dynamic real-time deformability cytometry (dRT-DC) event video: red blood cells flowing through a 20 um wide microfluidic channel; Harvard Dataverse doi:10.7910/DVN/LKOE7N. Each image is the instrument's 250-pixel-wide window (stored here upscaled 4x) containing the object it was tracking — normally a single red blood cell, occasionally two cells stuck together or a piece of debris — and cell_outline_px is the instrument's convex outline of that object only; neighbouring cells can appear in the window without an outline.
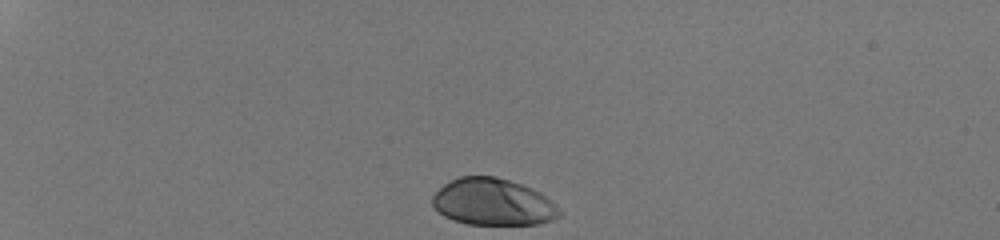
{"species": "human", "species_latin": "Homo sapiens", "temperature_condition": "room temperature", "stored_images_in_passage": 33, "camera_frame_rate_fps": 3000, "um_per_image_px": 0.085, "donor": {"sex": "male"}, "frame": {"image": 1, "passage_image": 1, "time_ms": 0.0, "image_size_px": [1000, 240], "cell_outline_px": [[560, 216], [552, 220], [540, 224], [468, 224], [452, 220], [444, 216], [432, 204], [432, 196], [444, 184], [460, 176], [496, 176], [532, 188], [540, 192], [556, 204], [560, 212]], "centroid_in_image_um": [41.91, 17.17], "position_along_channel_um": 43.1, "area_um2": 34.56}}
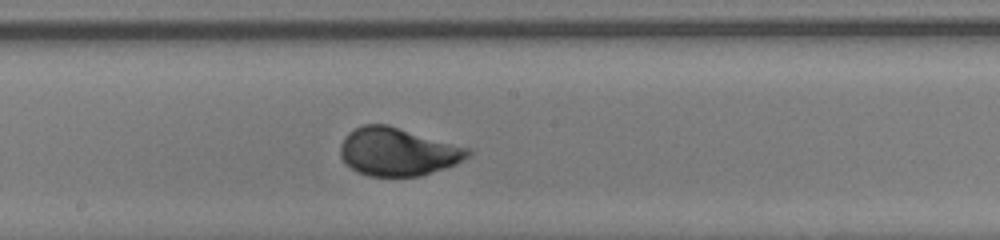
{"frame": {"image": 2, "passage_image": 19, "time_ms": 6.0, "image_size_px": [1000, 240], "cell_outline_px": [[472, 152], [464, 160], [456, 164], [420, 176], [368, 176], [356, 172], [344, 164], [340, 156], [340, 144], [344, 136], [348, 132], [364, 124], [388, 124], [472, 148]], "centroid_in_image_um": [33.8, 12.89], "position_along_channel_um": 214.4, "area_um2": 36.24}}
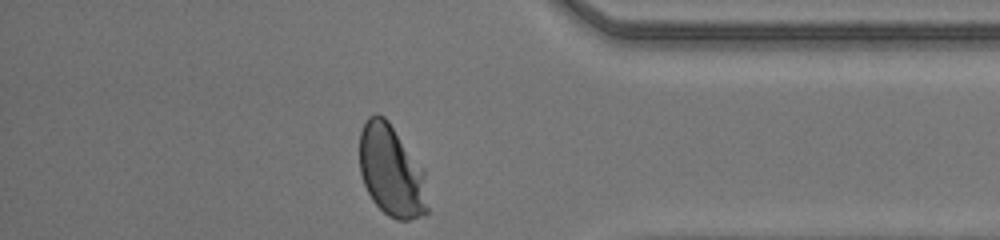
{"frame": {"image": 3, "passage_image": 33, "time_ms": 10.667, "image_size_px": [1000, 240], "cell_outline_px": [[428, 212], [424, 216], [408, 220], [396, 220], [388, 216], [372, 200], [364, 184], [360, 172], [360, 132], [368, 116], [376, 112], [384, 116], [388, 120], [424, 168], [428, 208]], "centroid_in_image_um": [33.29, 14.53], "position_along_channel_um": 401.9, "area_um2": 36.7}, "authors_computed_cell_mechanics": {"area_um2": 35.3158, "velocity_mm_per_s": 4.2344, "shape_relaxation_time_tau1_ms": 2.9692, "shape_relaxation_time_tau2_ms": null, "deformation_change_tau1": 0.178, "deformation_change_tau2": null}}